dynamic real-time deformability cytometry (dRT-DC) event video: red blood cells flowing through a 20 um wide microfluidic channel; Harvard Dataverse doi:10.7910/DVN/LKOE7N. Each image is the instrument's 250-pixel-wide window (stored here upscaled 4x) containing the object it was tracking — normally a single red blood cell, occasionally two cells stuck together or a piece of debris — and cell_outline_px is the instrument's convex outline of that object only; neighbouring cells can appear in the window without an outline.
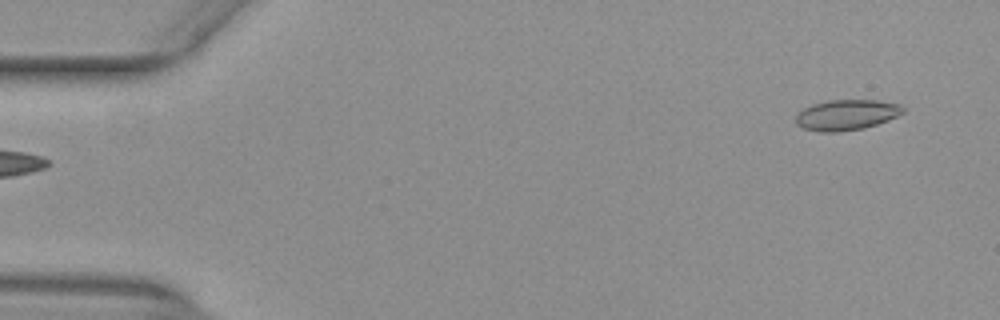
{"species": "common noctule bat (a hibernating species)", "species_latin": "Nyctalus noctula", "temperature_condition": "warm", "stored_images_in_passage": 50, "camera_frame_rate_fps": 3000, "um_per_image_px": 0.085, "animal": {"sex": "female", "body_mass_g": 29.2, "forearm_length_mm": 56.3}, "frame": {"image": 1, "passage_image": 1, "time_ms": 0.0, "image_size_px": [1000, 320], "cell_outline_px": [[904, 112], [888, 120], [864, 128], [836, 132], [820, 132], [804, 128], [796, 124], [796, 116], [804, 108], [812, 104], [828, 100], [876, 100], [900, 104], [904, 108]], "centroid_in_image_um": [71.95, 9.76], "position_along_channel_um": 13.0, "area_um2": 18.96}}
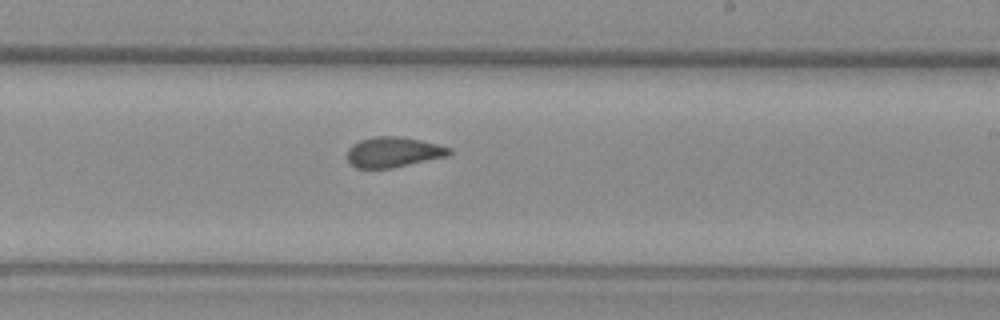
{"frame": {"image": 2, "passage_image": 29, "time_ms": 9.333, "image_size_px": [1000, 320], "cell_outline_px": [[452, 152], [448, 156], [392, 168], [356, 168], [348, 160], [348, 148], [352, 144], [360, 140], [376, 136], [396, 136], [420, 140], [452, 148]], "centroid_in_image_um": [33.44, 12.93], "position_along_channel_um": 255.6, "area_um2": 17.92}}
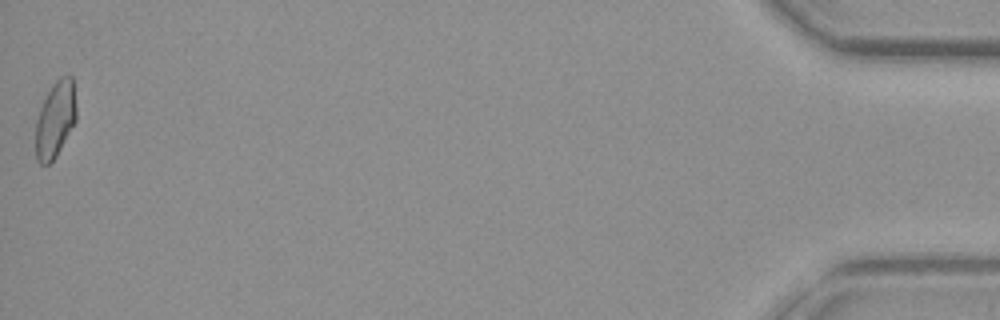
{"frame": {"image": 3, "passage_image": 50, "time_ms": 16.333, "image_size_px": [1000, 320], "cell_outline_px": [[76, 120], [56, 156], [48, 164], [40, 164], [36, 160], [36, 120], [40, 108], [52, 84], [60, 76], [72, 76], [76, 108]], "centroid_in_image_um": [4.7, 10.14], "position_along_channel_um": 430.5, "area_um2": 17.86}, "authors_computed_cell_mechanics": {"area_um2": 18.4093, "velocity_mm_per_s": 3.9644, "shape_relaxation_time_tau1_ms": null, "shape_relaxation_time_tau2_ms": 1.386, "deformation_change_tau1": null, "deformation_change_tau2": 0.0506}}